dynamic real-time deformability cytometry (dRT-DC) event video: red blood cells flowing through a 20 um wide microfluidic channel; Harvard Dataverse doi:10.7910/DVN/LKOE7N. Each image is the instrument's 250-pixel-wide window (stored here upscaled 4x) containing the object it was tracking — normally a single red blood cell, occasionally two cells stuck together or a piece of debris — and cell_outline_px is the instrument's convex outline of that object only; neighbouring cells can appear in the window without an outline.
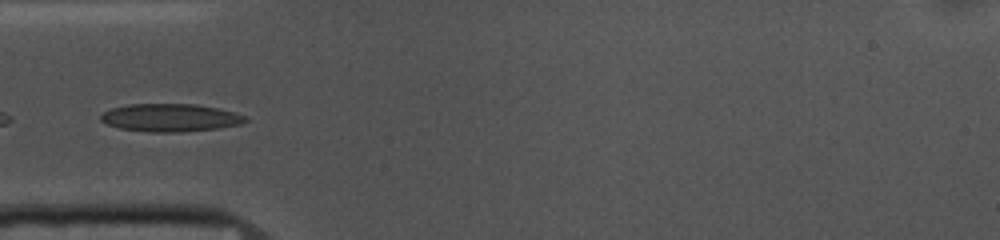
{"species": "common noctule bat (a hibernating species)", "species_latin": "Nyctalus noctula", "temperature_condition": "cold", "stored_images_in_passage": 39, "camera_frame_rate_fps": 3000, "um_per_image_px": 0.085, "animal": {"sex": "female", "body_mass_g": 10.0, "forearm_length_mm": 53.1}, "frame": {"image": 1, "passage_image": 6, "time_ms": 1.667, "image_size_px": [1000, 240], "cell_outline_px": [[248, 120], [240, 124], [216, 128], [180, 132], [152, 132], [120, 128], [108, 124], [100, 120], [100, 116], [104, 112], [112, 108], [128, 104], [196, 104], [220, 108], [244, 116]], "centroid_in_image_um": [14.46, 9.99], "position_along_channel_um": 70.5, "area_um2": 23.24}}
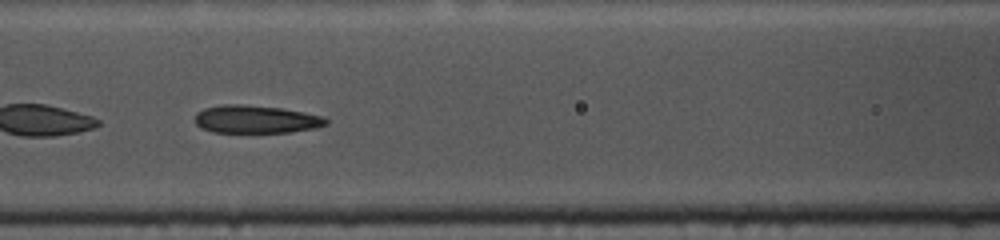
{"frame": {"image": 2, "passage_image": 12, "time_ms": 3.667, "image_size_px": [1000, 240], "cell_outline_px": [[328, 124], [316, 128], [288, 132], [212, 132], [200, 128], [196, 124], [196, 112], [204, 108], [220, 104], [240, 104], [280, 108], [304, 112], [320, 116], [328, 120]], "centroid_in_image_um": [21.72, 10.14], "position_along_channel_um": 144.9, "area_um2": 21.27}, "authors_computed_cell_mechanics": {"area_um2": 22.4264, "velocity_mm_per_s": 3.6773, "shape_relaxation_time_tau1_ms": 8.1407, "shape_relaxation_time_tau2_ms": 3.6521, "deformation_change_tau1": 0.1467, "deformation_change_tau2": 0.1165}}